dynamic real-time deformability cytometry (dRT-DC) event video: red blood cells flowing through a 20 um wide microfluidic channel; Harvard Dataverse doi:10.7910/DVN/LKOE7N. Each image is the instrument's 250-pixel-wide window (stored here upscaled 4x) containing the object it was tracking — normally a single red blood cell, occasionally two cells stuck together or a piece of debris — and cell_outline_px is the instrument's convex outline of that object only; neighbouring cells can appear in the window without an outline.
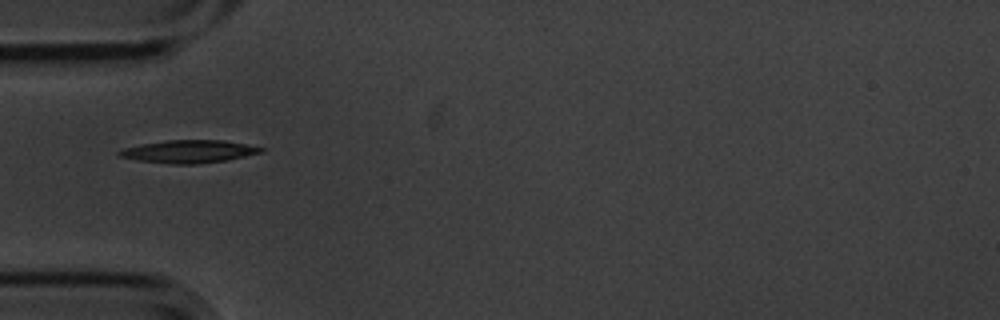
{"species": "common noctule bat (a hibernating species)", "species_latin": "Nyctalus noctula", "temperature_condition": "cold", "stored_images_in_passage": 13, "camera_frame_rate_fps": 3000, "um_per_image_px": 0.085, "animal": {"sex": "male", "body_mass_g": 20.1, "forearm_length_mm": 53.5}, "frame": {"image": 1, "passage_image": 4, "time_ms": 1.0, "image_size_px": [1000, 320], "cell_outline_px": [[264, 152], [228, 160], [196, 164], [172, 164], [136, 160], [120, 156], [116, 152], [124, 148], [144, 144], [168, 140], [224, 140], [264, 148]], "centroid_in_image_um": [16.08, 12.88], "position_along_channel_um": 68.9, "area_um2": 18.67}}
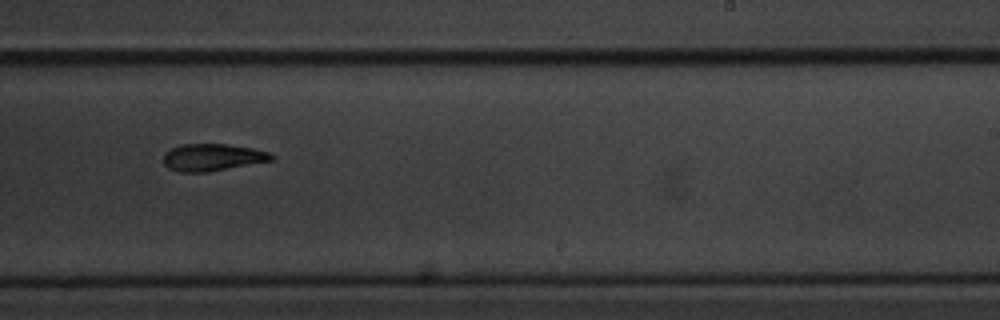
{"frame": {"image": 2, "passage_image": 9, "time_ms": 2.667, "image_size_px": [1000, 320], "cell_outline_px": [[276, 160], [208, 172], [180, 172], [168, 168], [164, 164], [164, 152], [180, 144], [228, 144], [252, 148], [268, 152], [276, 156]], "centroid_in_image_um": [18.09, 13.37], "position_along_channel_um": 270.9, "area_um2": 17.28}}
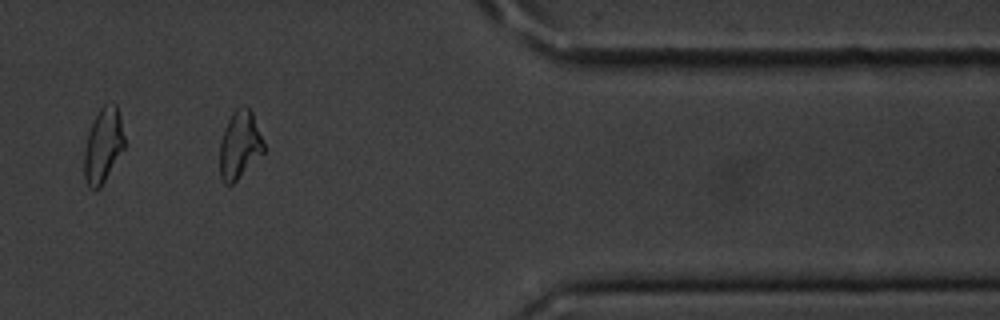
{"frame": {"image": 3, "passage_image": 12, "time_ms": 3.667, "image_size_px": [1000, 320], "cell_outline_px": [[264, 152], [232, 184], [224, 184], [220, 176], [220, 144], [224, 128], [232, 112], [236, 108], [248, 108], [252, 112], [264, 140]], "centroid_in_image_um": [20.37, 12.32], "position_along_channel_um": 391.0, "area_um2": 17.17}}